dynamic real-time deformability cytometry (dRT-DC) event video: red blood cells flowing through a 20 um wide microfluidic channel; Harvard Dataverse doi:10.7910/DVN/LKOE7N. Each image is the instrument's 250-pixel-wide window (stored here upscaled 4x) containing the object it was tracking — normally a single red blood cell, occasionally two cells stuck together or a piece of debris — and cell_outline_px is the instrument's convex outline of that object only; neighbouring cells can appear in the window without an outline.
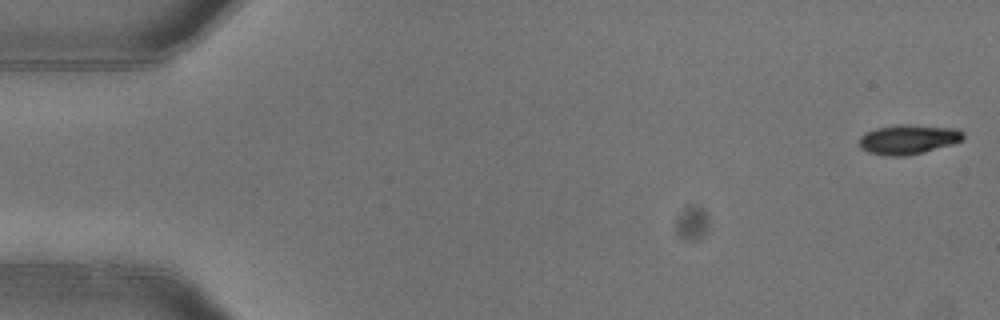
{"species": "common noctule bat (a hibernating species)", "species_latin": "Nyctalus noctula", "temperature_condition": "warm", "stored_images_in_passage": 5, "camera_frame_rate_fps": 3000, "um_per_image_px": 0.085, "animal": {"sex": "female"}, "frame": {"image": 1, "passage_image": 1, "time_ms": 0.0, "image_size_px": [1000, 320], "cell_outline_px": [[964, 140], [952, 144], [924, 152], [904, 156], [884, 156], [868, 152], [860, 148], [860, 136], [864, 132], [876, 128], [896, 124], [904, 124], [960, 128], [964, 132]], "centroid_in_image_um": [77.22, 11.84], "position_along_channel_um": 7.8, "area_um2": 18.26}}
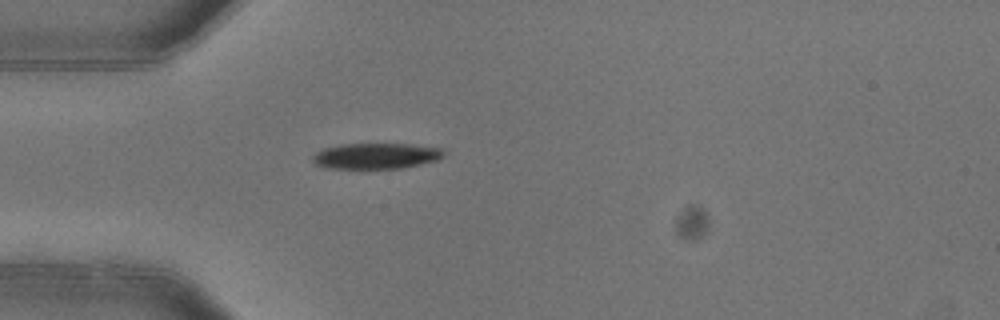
{"frame": {"image": 2, "passage_image": 5, "time_ms": 1.333, "image_size_px": [1000, 320], "cell_outline_px": [[444, 156], [436, 160], [420, 164], [400, 168], [324, 168], [316, 164], [312, 160], [312, 156], [316, 152], [324, 148], [340, 144], [408, 144], [440, 148], [444, 152]], "centroid_in_image_um": [31.92, 13.25], "position_along_channel_um": 53.1, "area_um2": 19.54}}